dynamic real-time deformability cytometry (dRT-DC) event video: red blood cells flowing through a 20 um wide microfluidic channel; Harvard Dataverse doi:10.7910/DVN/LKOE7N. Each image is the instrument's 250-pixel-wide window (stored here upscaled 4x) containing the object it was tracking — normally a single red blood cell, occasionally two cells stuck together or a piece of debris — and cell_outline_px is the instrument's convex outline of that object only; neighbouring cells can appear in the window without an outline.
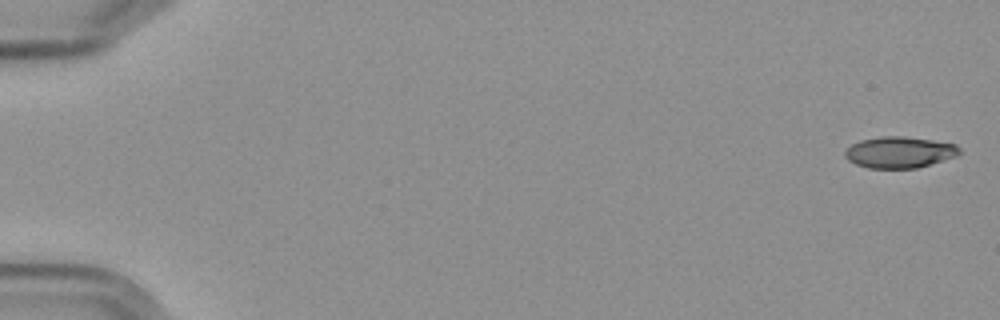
{"species": "Egyptian fruit bat (a non-hibernating species)", "species_latin": "Rousettus aegyptiacus", "temperature_condition": "cold", "stored_images_in_passage": 6, "camera_frame_rate_fps": 3000, "um_per_image_px": 0.085, "frame": {"image": 1, "passage_image": 6, "time_ms": 6.667, "image_size_px": [1000, 320], "cell_outline_px": [[960, 152], [956, 156], [916, 168], [868, 168], [856, 164], [848, 160], [844, 156], [844, 152], [852, 144], [860, 140], [880, 136], [904, 136], [932, 140], [956, 144], [960, 148]], "centroid_in_image_um": [76.43, 12.93], "position_along_channel_um": 8.6, "area_um2": 20.81}}